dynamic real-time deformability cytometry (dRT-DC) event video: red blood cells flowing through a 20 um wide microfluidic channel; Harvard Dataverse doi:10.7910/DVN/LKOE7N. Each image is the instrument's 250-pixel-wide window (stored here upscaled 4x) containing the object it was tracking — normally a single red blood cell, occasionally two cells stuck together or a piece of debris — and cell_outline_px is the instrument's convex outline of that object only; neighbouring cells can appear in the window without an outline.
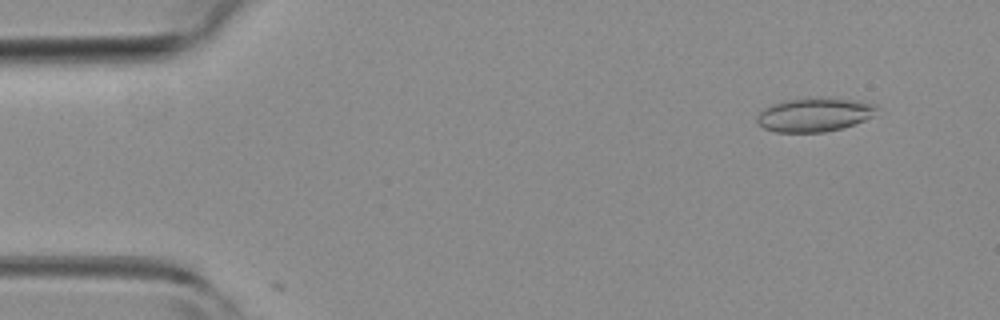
{"species": "common noctule bat (a hibernating species)", "species_latin": "Nyctalus noctula", "temperature_condition": "room temperature", "stored_images_in_passage": 5, "camera_frame_rate_fps": 3000, "um_per_image_px": 0.085, "animal": {"sex": "female", "body_mass_g": 19.3, "forearm_length_mm": 54.1}, "frame": {"image": 1, "passage_image": 4, "time_ms": 1.0, "image_size_px": [1000, 320], "cell_outline_px": [[876, 108], [872, 116], [856, 124], [824, 132], [776, 132], [764, 128], [756, 120], [760, 112], [764, 108], [772, 104], [788, 100], [820, 96], [860, 100], [876, 104]], "centroid_in_image_um": [69.25, 9.73], "position_along_channel_um": 15.8, "area_um2": 23.7}}